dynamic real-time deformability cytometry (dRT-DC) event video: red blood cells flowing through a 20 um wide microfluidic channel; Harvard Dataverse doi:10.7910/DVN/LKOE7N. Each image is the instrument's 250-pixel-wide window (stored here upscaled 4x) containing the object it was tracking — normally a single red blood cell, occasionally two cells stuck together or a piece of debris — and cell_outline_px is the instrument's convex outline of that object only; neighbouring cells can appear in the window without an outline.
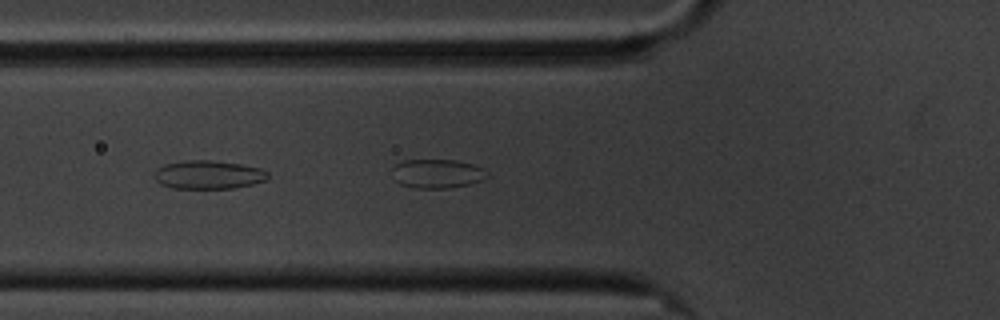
{"species": "common noctule bat (a hibernating species)", "species_latin": "Nyctalus noctula", "temperature_condition": "cold", "stored_images_in_passage": 20, "camera_frame_rate_fps": 3000, "um_per_image_px": 0.085, "animal": {"sex": "male", "body_mass_g": 20.1, "forearm_length_mm": 53.5}, "frame": {"image": 1, "passage_image": 6, "time_ms": 1.667, "image_size_px": [1000, 320], "cell_outline_px": [[488, 176], [484, 180], [468, 184], [448, 188], [412, 188], [400, 184], [396, 180], [392, 168], [396, 164], [404, 160], [456, 160], [472, 164], [484, 168], [488, 172]], "centroid_in_image_um": [37.19, 14.76], "position_along_channel_um": 88.6, "area_um2": 16.07}}
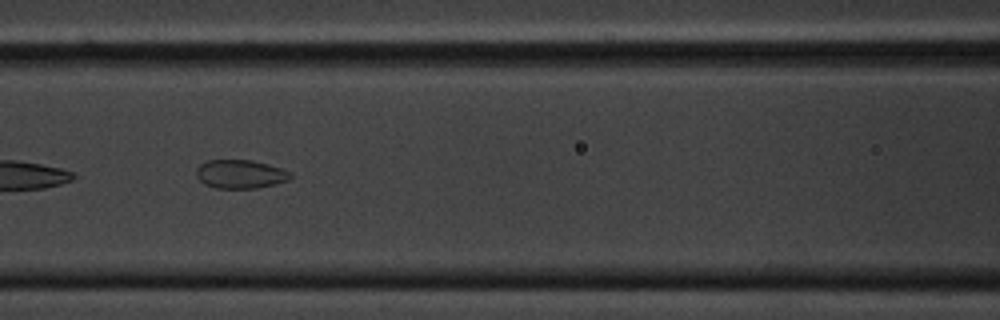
{"frame": {"image": 2, "passage_image": 11, "time_ms": 3.333, "image_size_px": [1000, 320], "cell_outline_px": [[292, 176], [288, 180], [276, 184], [256, 188], [216, 188], [204, 184], [196, 176], [196, 168], [200, 164], [208, 160], [252, 160], [268, 164], [292, 172]], "centroid_in_image_um": [20.43, 14.8], "position_along_channel_um": 146.2, "area_um2": 15.78}}
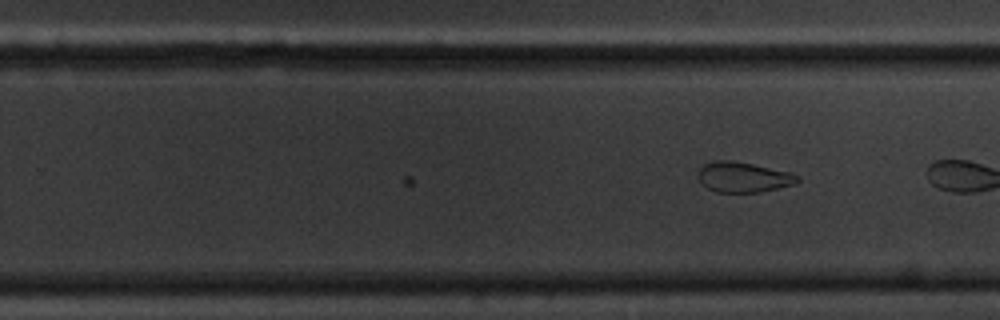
{"frame": {"image": 3, "passage_image": 20, "time_ms": 6.333, "image_size_px": [1000, 320], "cell_outline_px": [[800, 180], [796, 184], [760, 192], [716, 192], [708, 188], [700, 180], [700, 168], [704, 164], [716, 160], [732, 160], [752, 164], [788, 172], [800, 176]], "centroid_in_image_um": [63.22, 15.06], "position_along_channel_um": 266.6, "area_um2": 17.28}}